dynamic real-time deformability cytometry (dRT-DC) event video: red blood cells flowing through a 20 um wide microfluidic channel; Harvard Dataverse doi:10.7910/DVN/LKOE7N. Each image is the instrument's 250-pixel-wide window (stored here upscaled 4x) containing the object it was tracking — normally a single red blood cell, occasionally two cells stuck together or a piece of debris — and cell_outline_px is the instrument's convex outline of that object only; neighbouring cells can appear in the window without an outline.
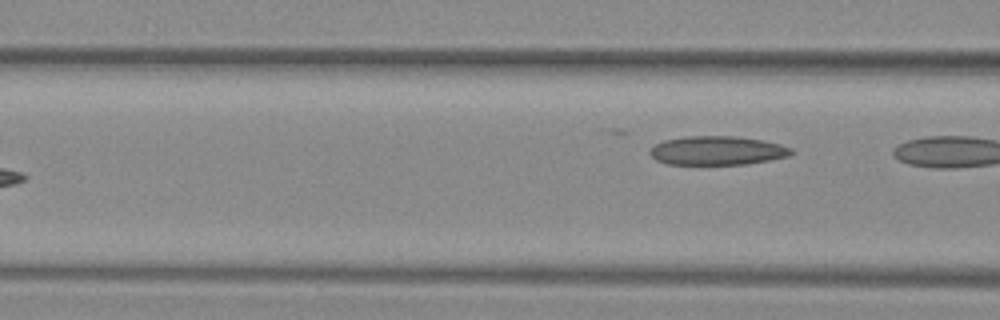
{"species": "common noctule bat (a hibernating species)", "species_latin": "Nyctalus noctula", "temperature_condition": "warm", "stored_images_in_passage": 7, "camera_frame_rate_fps": 3000, "um_per_image_px": 0.085, "animal": {"sex": "female", "body_mass_g": 29.2, "forearm_length_mm": 56.3}, "frame": {"image": 1, "passage_image": 7, "time_ms": 2.0, "image_size_px": [1000, 320], "cell_outline_px": [[792, 152], [788, 156], [748, 164], [668, 164], [656, 160], [648, 152], [656, 144], [664, 140], [684, 136], [736, 136], [764, 140], [780, 144], [792, 148]], "centroid_in_image_um": [60.96, 12.79], "position_along_channel_um": 105.6, "area_um2": 23.76}}